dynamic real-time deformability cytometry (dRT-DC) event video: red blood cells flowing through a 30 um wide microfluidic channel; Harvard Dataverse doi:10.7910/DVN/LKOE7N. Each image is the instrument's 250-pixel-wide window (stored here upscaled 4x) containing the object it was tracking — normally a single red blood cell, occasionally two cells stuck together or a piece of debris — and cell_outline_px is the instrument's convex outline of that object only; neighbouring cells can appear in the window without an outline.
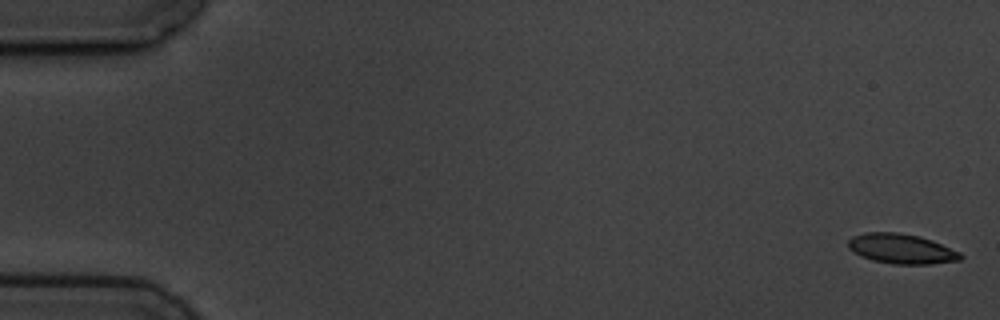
{"species": "common noctule bat (a hibernating species)", "species_latin": "Nyctalus noctula", "temperature_condition": "cold", "stored_images_in_passage": 6, "camera_frame_rate_fps": 3000, "um_per_image_px": 0.085, "animal": {"sex": "male", "body_mass_g": 19.5, "forearm_length_mm": 54.6}, "frame": {"image": 1, "passage_image": 1, "time_ms": 0.0, "image_size_px": [1000, 320], "cell_outline_px": [[964, 256], [960, 260], [932, 264], [892, 264], [872, 260], [860, 256], [848, 248], [848, 240], [852, 236], [864, 232], [896, 232], [920, 236], [932, 240], [960, 252]], "centroid_in_image_um": [76.61, 21.14], "position_along_channel_um": 8.4, "area_um2": 19.71}}
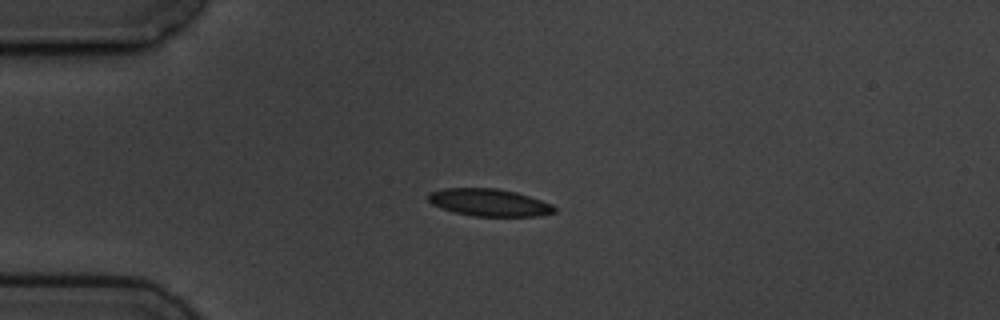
{"frame": {"image": 2, "passage_image": 4, "time_ms": 4.333, "image_size_px": [1000, 320], "cell_outline_px": [[556, 212], [540, 216], [472, 216], [456, 212], [432, 204], [428, 200], [428, 192], [444, 188], [496, 188], [516, 192], [552, 204], [556, 208]], "centroid_in_image_um": [41.59, 17.21], "position_along_channel_um": 43.4, "area_um2": 20.0}}
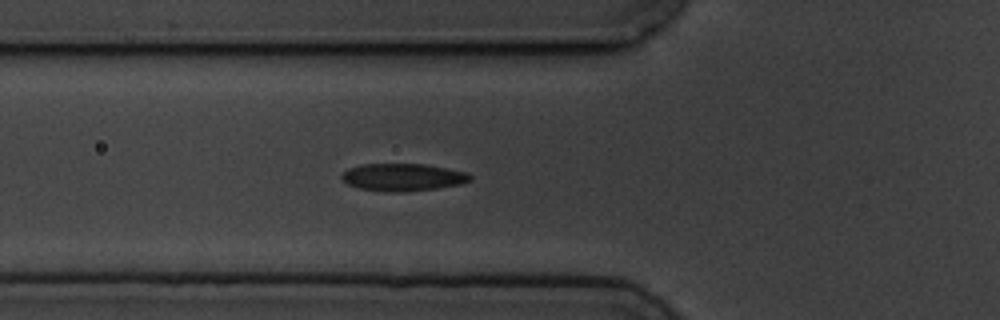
{"frame": {"image": 3, "passage_image": 6, "time_ms": 6.333, "image_size_px": [1000, 320], "cell_outline_px": [[472, 180], [460, 184], [436, 188], [404, 192], [388, 192], [360, 188], [348, 184], [340, 176], [348, 168], [360, 164], [424, 164], [468, 172], [472, 176]], "centroid_in_image_um": [34.26, 15.06], "position_along_channel_um": 91.5, "area_um2": 20.52}}